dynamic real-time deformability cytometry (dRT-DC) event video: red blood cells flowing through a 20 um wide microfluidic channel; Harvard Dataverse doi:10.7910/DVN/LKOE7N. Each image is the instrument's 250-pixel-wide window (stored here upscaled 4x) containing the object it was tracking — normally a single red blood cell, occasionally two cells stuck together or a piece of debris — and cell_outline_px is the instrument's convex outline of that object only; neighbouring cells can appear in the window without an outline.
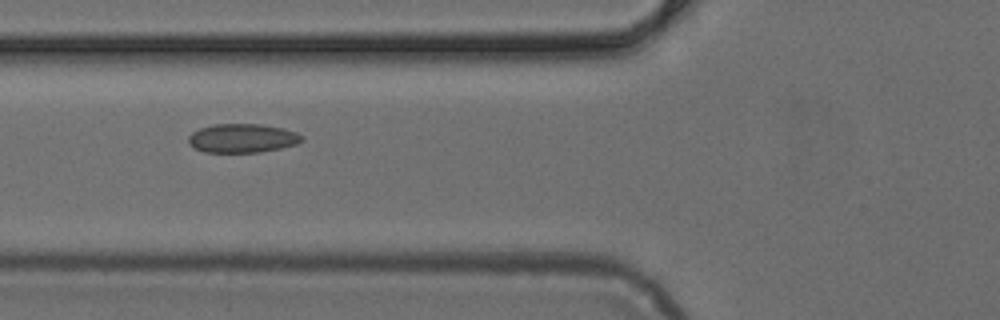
{"species": "common noctule bat (a hibernating species)", "species_latin": "Nyctalus noctula", "temperature_condition": "cold", "stored_images_in_passage": 3, "camera_frame_rate_fps": 3000, "um_per_image_px": 0.085, "animal": {"sex": "female", "body_mass_g": 24.6, "forearm_length_mm": 56.2}, "frame": {"image": 1, "passage_image": 3, "time_ms": 0.667, "image_size_px": [1000, 320], "cell_outline_px": [[304, 140], [296, 144], [280, 148], [260, 152], [204, 152], [188, 144], [188, 136], [192, 132], [200, 128], [212, 124], [260, 124], [284, 128], [296, 132], [304, 136]], "centroid_in_image_um": [20.61, 11.74], "position_along_channel_um": 105.2, "area_um2": 19.19}}